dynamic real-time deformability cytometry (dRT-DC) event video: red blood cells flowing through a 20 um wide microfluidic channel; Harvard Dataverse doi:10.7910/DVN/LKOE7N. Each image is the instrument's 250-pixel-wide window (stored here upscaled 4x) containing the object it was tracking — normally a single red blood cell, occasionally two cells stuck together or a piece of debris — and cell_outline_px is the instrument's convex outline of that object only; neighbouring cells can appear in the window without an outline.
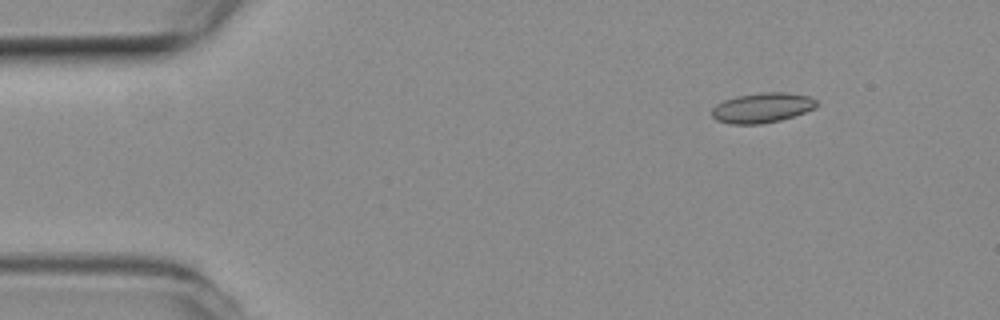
{"species": "common noctule bat (a hibernating species)", "species_latin": "Nyctalus noctula", "temperature_condition": "room temperature", "stored_images_in_passage": 6, "camera_frame_rate_fps": 3000, "um_per_image_px": 0.085, "animal": {"sex": "female", "body_mass_g": 19.3, "forearm_length_mm": 54.1}, "frame": {"image": 1, "passage_image": 2, "time_ms": 0.333, "image_size_px": [1000, 320], "cell_outline_px": [[820, 104], [816, 108], [780, 120], [760, 124], [732, 124], [716, 120], [712, 116], [712, 108], [716, 104], [724, 100], [736, 96], [764, 92], [784, 92], [808, 96], [816, 100]], "centroid_in_image_um": [64.78, 9.16], "position_along_channel_um": 20.2, "area_um2": 18.26}}
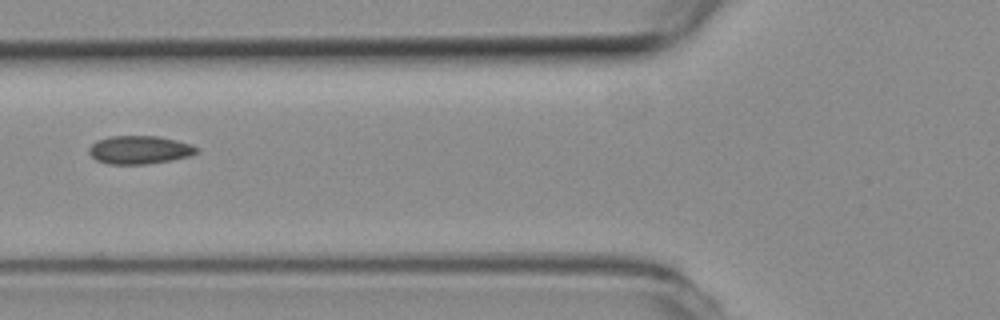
{"frame": {"image": 2, "passage_image": 6, "time_ms": 1.667, "image_size_px": [1000, 320], "cell_outline_px": [[200, 152], [188, 156], [172, 160], [148, 164], [108, 164], [96, 160], [88, 152], [88, 148], [96, 140], [108, 136], [156, 136], [176, 140], [192, 144]], "centroid_in_image_um": [11.84, 12.74], "position_along_channel_um": 114.0, "area_um2": 17.8}}